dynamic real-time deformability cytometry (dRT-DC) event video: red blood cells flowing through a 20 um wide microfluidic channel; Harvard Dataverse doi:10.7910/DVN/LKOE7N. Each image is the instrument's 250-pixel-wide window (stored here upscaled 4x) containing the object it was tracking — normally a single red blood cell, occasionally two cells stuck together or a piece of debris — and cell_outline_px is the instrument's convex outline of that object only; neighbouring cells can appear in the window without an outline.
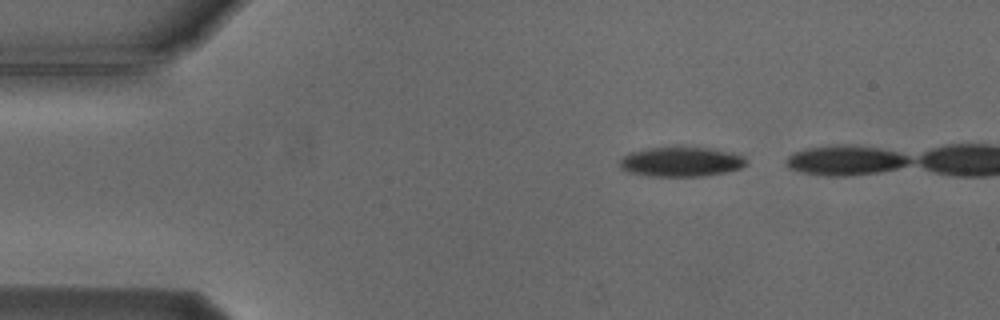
{"species": "Egyptian fruit bat (a non-hibernating species)", "species_latin": "Rousettus aegyptiacus", "temperature_condition": "cold", "stored_images_in_passage": 3, "camera_frame_rate_fps": 3000, "um_per_image_px": 0.085, "animal": {"sex": "male"}, "frame": {"image": 1, "passage_image": 1, "time_ms": 0.0, "image_size_px": [1000, 320], "cell_outline_px": [[748, 164], [740, 168], [724, 172], [704, 176], [648, 176], [628, 172], [620, 168], [620, 160], [628, 152], [644, 148], [676, 144], [708, 148], [732, 152], [744, 156], [748, 160]], "centroid_in_image_um": [57.87, 13.7], "position_along_channel_um": 27.1, "area_um2": 22.77}}